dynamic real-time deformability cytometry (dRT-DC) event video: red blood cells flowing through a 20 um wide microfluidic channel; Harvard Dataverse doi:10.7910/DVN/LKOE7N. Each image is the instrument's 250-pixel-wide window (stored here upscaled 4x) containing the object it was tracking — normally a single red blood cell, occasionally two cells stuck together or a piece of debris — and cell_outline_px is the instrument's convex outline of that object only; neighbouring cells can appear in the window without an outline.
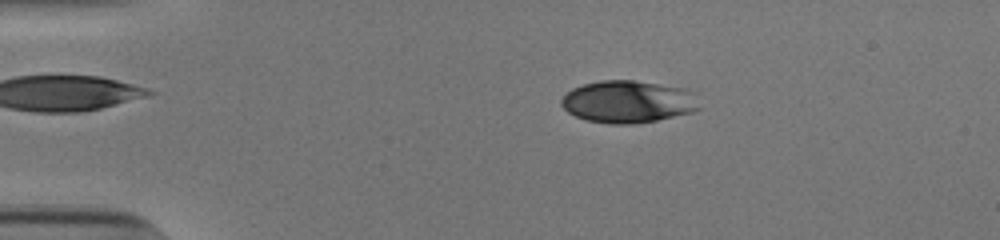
{"species": "human", "species_latin": "Homo sapiens", "temperature_condition": "cold", "stored_images_in_passage": 52, "camera_frame_rate_fps": 3000, "um_per_image_px": 0.085, "donor": {"sex": "male"}, "frame": {"image": 1, "passage_image": 10, "time_ms": 3.0, "image_size_px": [1000, 240], "cell_outline_px": [[700, 108], [692, 112], [656, 120], [632, 124], [612, 124], [588, 120], [576, 116], [568, 112], [560, 104], [560, 100], [572, 88], [584, 84], [600, 80], [636, 80], [684, 88], [688, 92]], "centroid_in_image_um": [53.32, 8.64], "position_along_channel_um": 31.7, "area_um2": 33.52}}
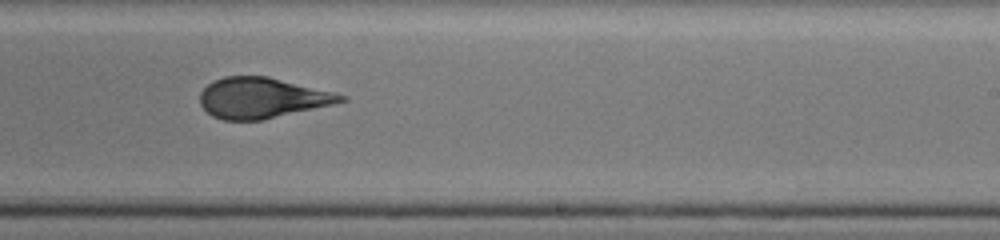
{"frame": {"image": 2, "passage_image": 33, "time_ms": 10.667, "image_size_px": [1000, 240], "cell_outline_px": [[348, 100], [332, 104], [260, 120], [224, 120], [212, 116], [200, 104], [200, 92], [208, 84], [224, 76], [268, 76], [348, 96]], "centroid_in_image_um": [22.24, 8.32], "position_along_channel_um": 266.8, "area_um2": 32.83}}
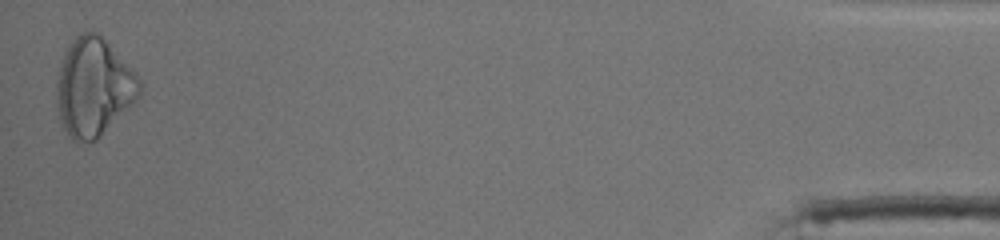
{"frame": {"image": 3, "passage_image": 52, "time_ms": 17.0, "image_size_px": [1000, 240], "cell_outline_px": [[144, 84], [140, 92], [132, 104], [96, 140], [88, 144], [76, 144], [72, 140], [64, 128], [56, 104], [56, 80], [64, 52], [72, 40], [80, 32], [88, 28], [96, 32], [136, 72]], "centroid_in_image_um": [7.94, 7.42], "position_along_channel_um": 427.3, "area_um2": 47.63}, "authors_computed_cell_mechanics": {"area_um2": 34.102, "velocity_mm_per_s": 3.864, "shape_relaxation_time_tau1_ms": 6.869, "shape_relaxation_time_tau2_ms": 1.0458, "deformation_change_tau1": 0.2013, "deformation_change_tau2": 0.0559}}